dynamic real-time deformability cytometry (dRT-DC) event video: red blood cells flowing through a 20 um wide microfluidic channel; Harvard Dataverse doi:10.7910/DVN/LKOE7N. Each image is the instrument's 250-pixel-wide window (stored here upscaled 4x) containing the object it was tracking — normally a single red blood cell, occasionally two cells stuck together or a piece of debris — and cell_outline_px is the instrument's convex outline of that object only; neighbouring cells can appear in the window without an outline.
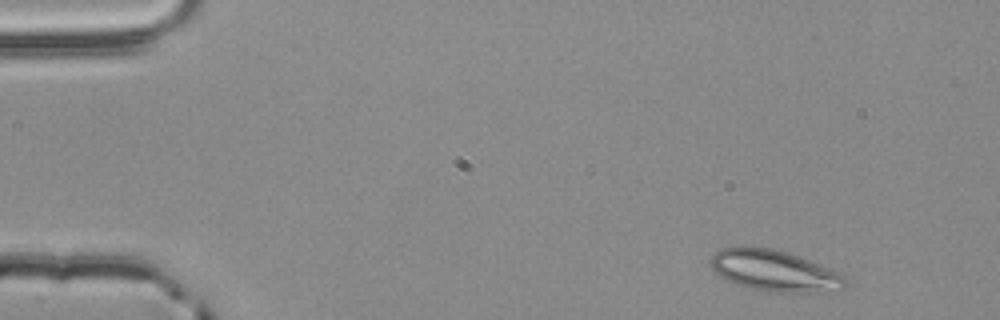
{"species": "common noctule bat (a hibernating species)", "species_latin": "Nyctalus noctula", "temperature_condition": "room temperature", "stored_images_in_passage": 3, "camera_frame_rate_fps": 3000, "um_per_image_px": 0.085, "animal": {"sex": "male", "body_mass_g": 20.4}, "frame": {"image": 1, "passage_image": 1, "time_ms": 0.0, "image_size_px": [1000, 320], "cell_outline_px": [[848, 280], [844, 288], [816, 292], [764, 292], [736, 284], [724, 280], [712, 272], [708, 260], [720, 248], [744, 244], [772, 248], [788, 252], [800, 256], [832, 268], [840, 272]], "centroid_in_image_um": [65.76, 22.98], "position_along_channel_um": 19.2, "area_um2": 33.41}}